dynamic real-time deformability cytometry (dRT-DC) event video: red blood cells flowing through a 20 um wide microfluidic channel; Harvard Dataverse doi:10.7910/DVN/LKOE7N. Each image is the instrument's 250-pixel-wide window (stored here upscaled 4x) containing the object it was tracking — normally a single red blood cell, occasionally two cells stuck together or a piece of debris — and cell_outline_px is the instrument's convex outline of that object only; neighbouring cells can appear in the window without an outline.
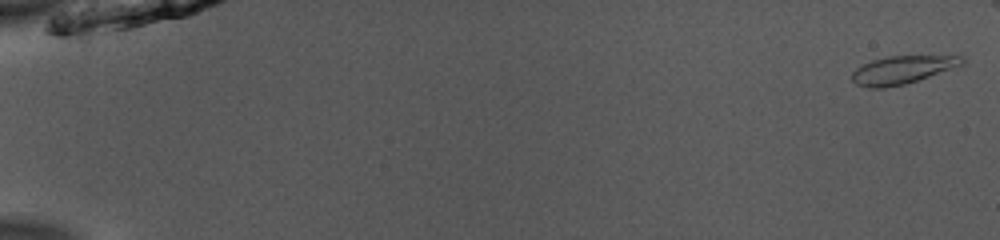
{"species": "common noctule bat (a hibernating species)", "species_latin": "Nyctalus noctula", "temperature_condition": "room temperature", "stored_images_in_passage": 49, "camera_frame_rate_fps": 3000, "um_per_image_px": 0.085, "animal": {"sex": "male", "body_mass_g": 13.0, "forearm_length_mm": 53.1}, "frame": {"image": 1, "passage_image": 1, "time_ms": 0.0, "image_size_px": [1000, 240], "cell_outline_px": [[964, 64], [904, 84], [884, 88], [868, 88], [856, 84], [852, 80], [852, 72], [856, 68], [872, 60], [888, 56], [964, 56]], "centroid_in_image_um": [76.65, 5.93], "position_along_channel_um": 8.3, "area_um2": 17.63}}
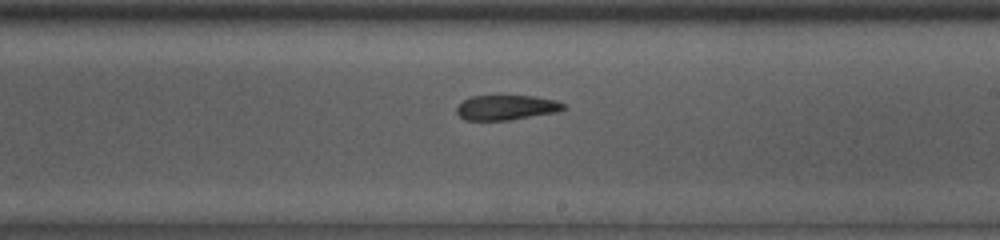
{"frame": {"image": 2, "passage_image": 32, "time_ms": 10.333, "image_size_px": [1000, 240], "cell_outline_px": [[568, 108], [556, 112], [508, 120], [464, 120], [456, 112], [456, 108], [464, 100], [472, 96], [532, 96], [556, 100], [564, 104]], "centroid_in_image_um": [43.05, 9.14], "position_along_channel_um": 246.0, "area_um2": 15.37}}
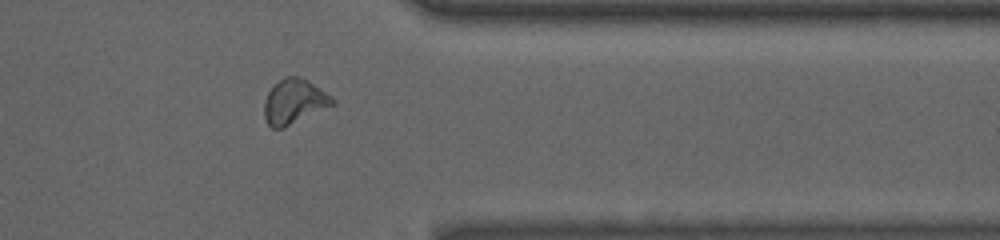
{"frame": {"image": 3, "passage_image": 43, "time_ms": 14.0, "image_size_px": [1000, 240], "cell_outline_px": [[336, 104], [284, 128], [272, 128], [268, 124], [264, 116], [264, 100], [268, 92], [284, 76], [296, 76], [308, 80], [332, 96], [336, 100]], "centroid_in_image_um": [25.03, 8.64], "position_along_channel_um": 386.4, "area_um2": 17.86}}